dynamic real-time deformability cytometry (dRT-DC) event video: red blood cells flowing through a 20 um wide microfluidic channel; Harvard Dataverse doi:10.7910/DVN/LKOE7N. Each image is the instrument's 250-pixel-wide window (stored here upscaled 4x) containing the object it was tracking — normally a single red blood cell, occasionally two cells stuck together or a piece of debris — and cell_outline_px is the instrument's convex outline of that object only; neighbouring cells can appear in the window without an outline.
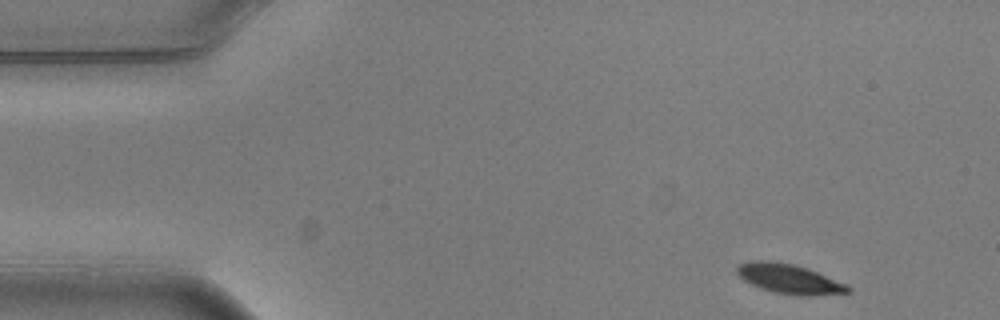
{"species": "common noctule bat (a hibernating species)", "species_latin": "Nyctalus noctula", "temperature_condition": "warm", "stored_images_in_passage": 6, "camera_frame_rate_fps": 3000, "um_per_image_px": 0.085, "animal": {"sex": "male", "body_mass_g": 20.5, "forearm_length_mm": 52.5}, "frame": {"image": 1, "passage_image": 1, "time_ms": 0.0, "image_size_px": [1000, 320], "cell_outline_px": [[852, 292], [812, 296], [800, 296], [776, 292], [760, 288], [744, 280], [736, 272], [736, 268], [740, 264], [752, 260], [768, 260], [792, 264], [808, 268], [848, 284], [852, 288]], "centroid_in_image_um": [67.14, 23.71], "position_along_channel_um": 17.9, "area_um2": 19.25}}
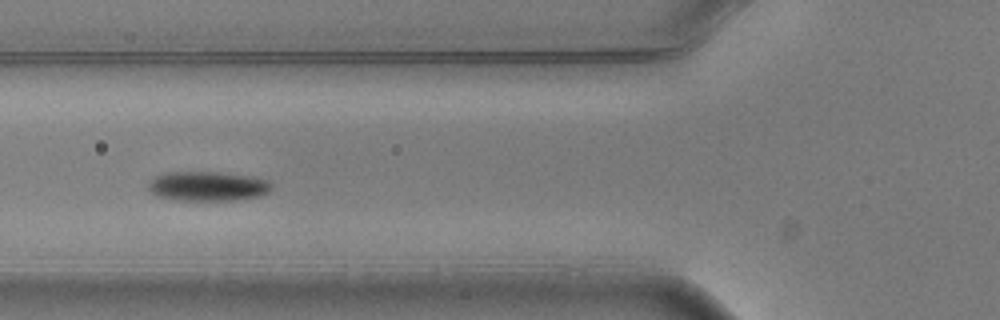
{"frame": {"image": 2, "passage_image": 5, "time_ms": 1.333, "image_size_px": [1000, 320], "cell_outline_px": [[272, 188], [268, 192], [260, 196], [236, 200], [176, 200], [156, 196], [148, 188], [148, 180], [164, 172], [220, 172], [252, 176], [268, 180], [272, 184]], "centroid_in_image_um": [17.65, 15.82], "position_along_channel_um": 108.2, "area_um2": 21.44}}
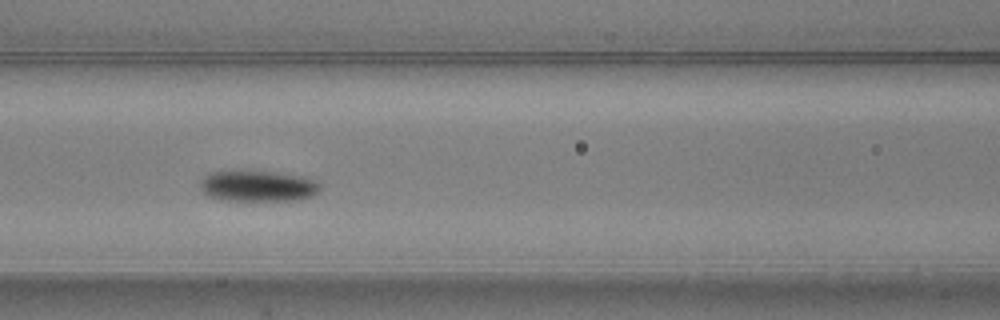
{"frame": {"image": 3, "passage_image": 6, "time_ms": 1.667, "image_size_px": [1000, 320], "cell_outline_px": [[320, 188], [316, 192], [308, 196], [296, 200], [220, 200], [208, 196], [200, 188], [200, 180], [204, 176], [212, 172], [276, 172], [308, 176], [316, 180], [320, 184]], "centroid_in_image_um": [21.93, 15.81], "position_along_channel_um": 144.7, "area_um2": 21.44}}